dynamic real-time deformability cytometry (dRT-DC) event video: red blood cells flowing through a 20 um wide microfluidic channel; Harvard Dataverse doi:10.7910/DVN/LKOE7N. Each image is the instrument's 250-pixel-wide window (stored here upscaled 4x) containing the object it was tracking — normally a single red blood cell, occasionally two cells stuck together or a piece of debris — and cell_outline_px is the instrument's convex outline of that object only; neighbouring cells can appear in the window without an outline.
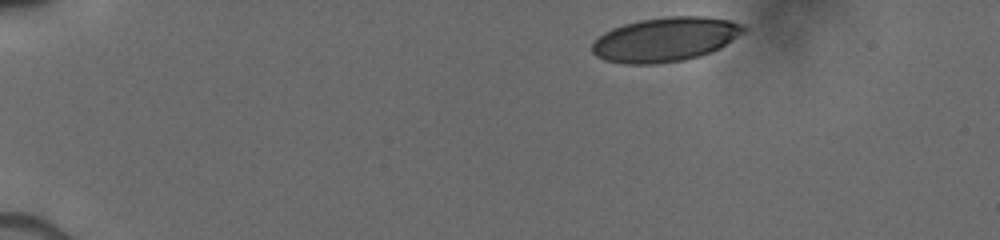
{"species": "human", "species_latin": "Homo sapiens", "temperature_condition": "cold", "stored_images_in_passage": 10, "camera_frame_rate_fps": 3000, "um_per_image_px": 0.085, "donor": {"sex": "male"}, "frame": {"image": 1, "passage_image": 1, "time_ms": 0.0, "image_size_px": [1000, 240], "cell_outline_px": [[748, 28], [744, 32], [720, 48], [700, 56], [684, 60], [656, 64], [624, 64], [604, 60], [596, 56], [592, 52], [592, 44], [604, 32], [612, 28], [624, 24], [640, 20], [668, 16], [704, 16], [728, 20], [740, 24]], "centroid_in_image_um": [56.54, 3.35], "position_along_channel_um": 28.5, "area_um2": 39.07}}
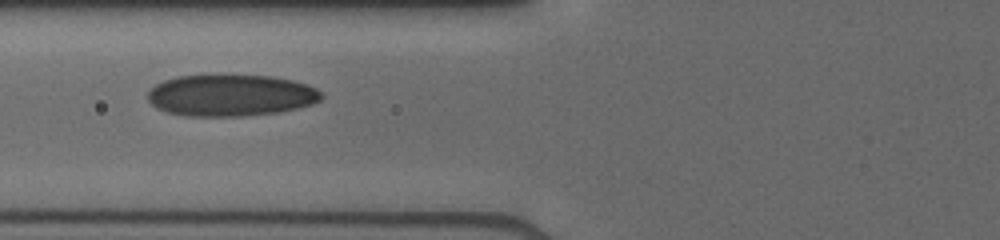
{"frame": {"image": 2, "passage_image": 6, "time_ms": 4.333, "image_size_px": [1000, 240], "cell_outline_px": [[324, 96], [320, 100], [312, 104], [280, 112], [244, 116], [184, 116], [168, 112], [156, 108], [148, 100], [148, 92], [156, 84], [164, 80], [176, 76], [216, 72], [220, 72], [272, 76], [292, 80], [308, 84], [316, 88]], "centroid_in_image_um": [19.6, 8.06], "position_along_channel_um": 106.2, "area_um2": 43.47}}
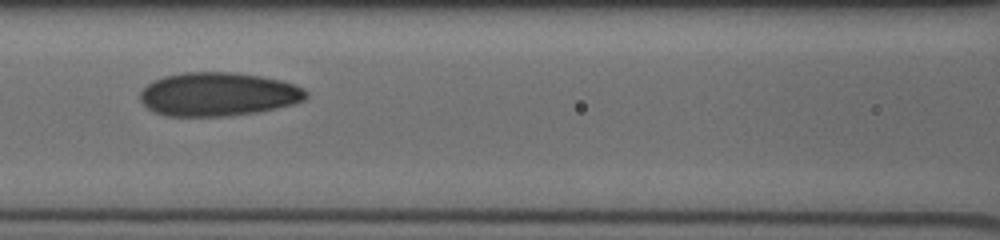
{"frame": {"image": 3, "passage_image": 9, "time_ms": 5.333, "image_size_px": [1000, 240], "cell_outline_px": [[308, 96], [304, 100], [292, 104], [276, 108], [256, 112], [228, 116], [164, 116], [152, 112], [140, 100], [140, 92], [148, 84], [164, 76], [184, 72], [232, 72], [260, 76], [280, 80], [296, 84], [304, 88], [308, 92]], "centroid_in_image_um": [18.55, 8.01], "position_along_channel_um": 148.1, "area_um2": 42.31}}